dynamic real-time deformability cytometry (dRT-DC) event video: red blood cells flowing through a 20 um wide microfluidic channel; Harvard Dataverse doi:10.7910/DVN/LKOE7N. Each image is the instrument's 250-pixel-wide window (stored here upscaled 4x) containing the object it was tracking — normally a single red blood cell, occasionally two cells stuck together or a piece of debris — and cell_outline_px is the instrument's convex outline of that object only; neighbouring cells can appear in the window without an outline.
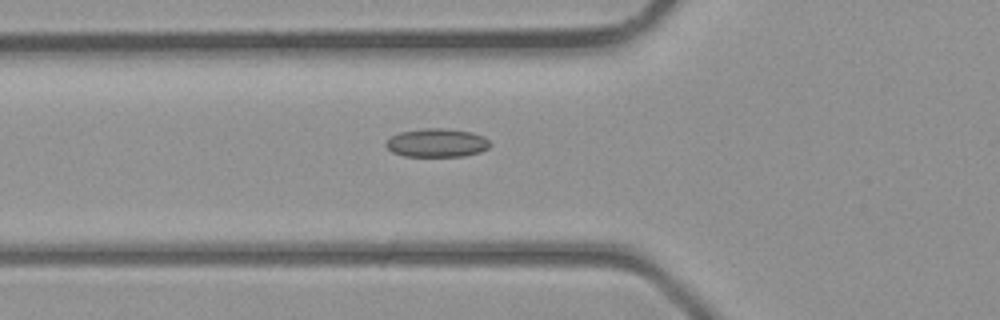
{"species": "common noctule bat (a hibernating species)", "species_latin": "Nyctalus noctula", "temperature_condition": "room temperature", "stored_images_in_passage": 24, "camera_frame_rate_fps": 3000, "um_per_image_px": 0.085, "animal": {"sex": "male", "body_mass_g": 23.1, "forearm_length_mm": 52.7}, "frame": {"image": 1, "passage_image": 2, "time_ms": 0.333, "image_size_px": [1000, 320], "cell_outline_px": [[492, 144], [488, 148], [480, 152], [464, 156], [404, 156], [392, 152], [384, 144], [392, 136], [400, 132], [424, 128], [444, 128], [472, 132], [484, 136]], "centroid_in_image_um": [37.16, 12.14], "position_along_channel_um": 88.6, "area_um2": 17.34}}
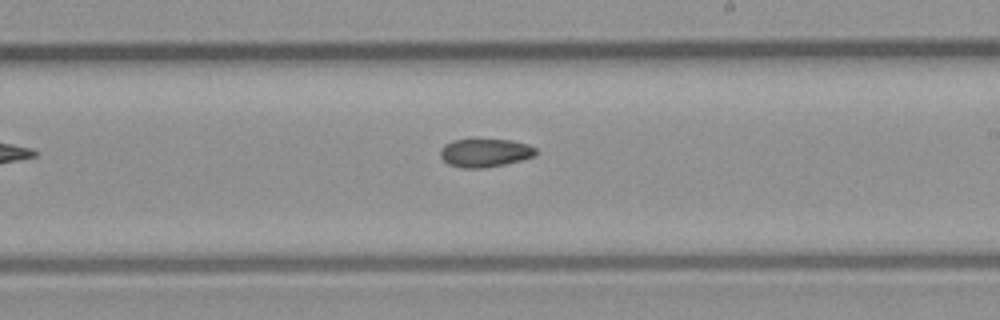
{"frame": {"image": 2, "passage_image": 11, "time_ms": 3.333, "image_size_px": [1000, 320], "cell_outline_px": [[536, 156], [504, 164], [484, 168], [464, 168], [448, 164], [440, 156], [440, 148], [444, 144], [452, 140], [512, 140], [528, 144], [536, 148]], "centroid_in_image_um": [41.22, 12.99], "position_along_channel_um": 247.8, "area_um2": 15.72}}
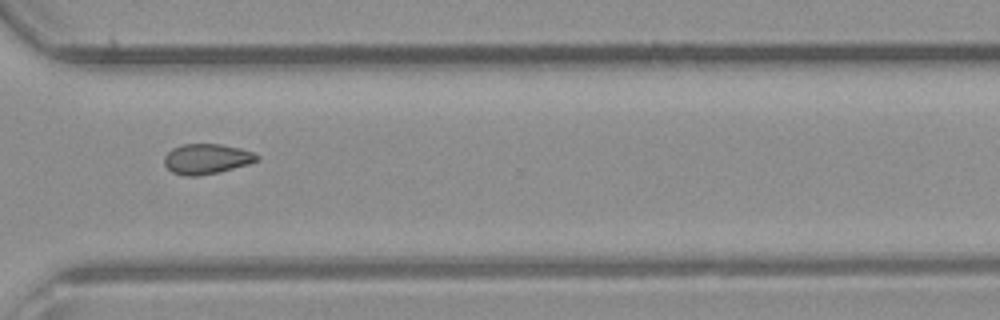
{"frame": {"image": 3, "passage_image": 17, "time_ms": 5.333, "image_size_px": [1000, 320], "cell_outline_px": [[260, 160], [248, 164], [220, 172], [196, 176], [184, 176], [172, 172], [164, 164], [164, 156], [172, 148], [180, 144], [220, 144], [240, 148], [252, 152], [260, 156]], "centroid_in_image_um": [17.56, 13.5], "position_along_channel_um": 353.0, "area_um2": 16.42}}